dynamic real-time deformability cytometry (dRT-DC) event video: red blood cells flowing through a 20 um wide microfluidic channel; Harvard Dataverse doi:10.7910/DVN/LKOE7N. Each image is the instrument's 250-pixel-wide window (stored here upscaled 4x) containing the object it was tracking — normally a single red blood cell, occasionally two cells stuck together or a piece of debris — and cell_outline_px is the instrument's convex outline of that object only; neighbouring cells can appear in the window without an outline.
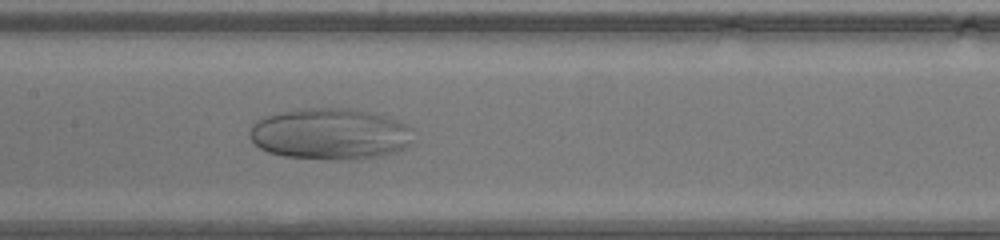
{"species": "human", "species_latin": "Homo sapiens", "temperature_condition": "warm", "stored_images_in_passage": 43, "camera_frame_rate_fps": 3000, "um_per_image_px": 0.085, "donor": {"sex": "male"}, "frame": {"image": 1, "passage_image": 20, "time_ms": 6.333, "image_size_px": [1000, 240], "cell_outline_px": [[408, 144], [404, 148], [396, 152], [376, 156], [348, 160], [284, 156], [268, 152], [260, 148], [252, 140], [248, 132], [252, 124], [256, 120], [264, 116], [300, 108], [348, 108], [368, 112], [384, 116], [396, 120], [404, 124], [408, 128]], "centroid_in_image_um": [27.96, 11.38], "position_along_channel_um": 179.4, "area_um2": 48.26}}
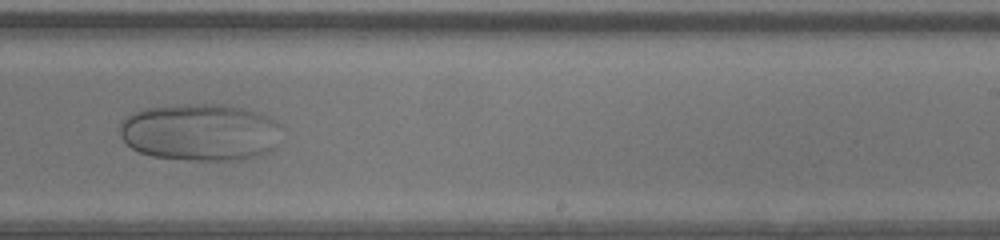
{"frame": {"image": 2, "passage_image": 26, "time_ms": 8.333, "image_size_px": [1000, 240], "cell_outline_px": [[284, 128], [276, 144], [268, 152], [240, 160], [196, 160], [152, 156], [140, 152], [132, 148], [120, 136], [120, 124], [128, 116], [136, 112], [148, 108], [188, 104], [220, 104], [244, 108], [268, 116], [280, 124]], "centroid_in_image_um": [17.07, 11.24], "position_along_channel_um": 271.9, "area_um2": 53.81}}
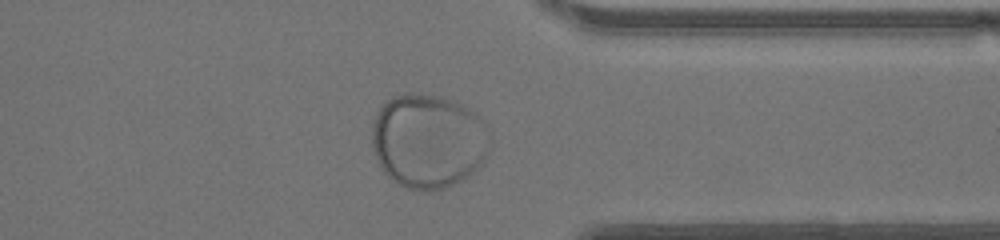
{"frame": {"image": 3, "passage_image": 33, "time_ms": 10.667, "image_size_px": [1000, 240], "cell_outline_px": [[488, 132], [484, 160], [468, 176], [444, 188], [428, 192], [424, 192], [408, 188], [400, 184], [388, 176], [380, 168], [372, 148], [372, 124], [380, 104], [384, 100], [392, 96], [408, 92], [420, 92], [444, 96], [456, 100], [476, 112], [484, 124]], "centroid_in_image_um": [36.34, 11.93], "position_along_channel_um": 375.1, "area_um2": 65.43}}